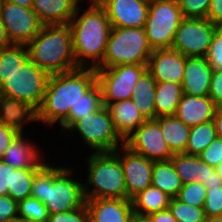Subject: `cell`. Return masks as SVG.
<instances>
[{"label": "cell", "instance_id": "25", "mask_svg": "<svg viewBox=\"0 0 222 222\" xmlns=\"http://www.w3.org/2000/svg\"><path fill=\"white\" fill-rule=\"evenodd\" d=\"M154 120L160 125L163 138L172 153H184L188 143L190 127L175 116L156 117Z\"/></svg>", "mask_w": 222, "mask_h": 222}, {"label": "cell", "instance_id": "16", "mask_svg": "<svg viewBox=\"0 0 222 222\" xmlns=\"http://www.w3.org/2000/svg\"><path fill=\"white\" fill-rule=\"evenodd\" d=\"M186 56L173 49L153 50L147 70L156 82L173 81L182 84Z\"/></svg>", "mask_w": 222, "mask_h": 222}, {"label": "cell", "instance_id": "10", "mask_svg": "<svg viewBox=\"0 0 222 222\" xmlns=\"http://www.w3.org/2000/svg\"><path fill=\"white\" fill-rule=\"evenodd\" d=\"M147 70V65L124 64L111 68H95L104 106L131 99L135 83Z\"/></svg>", "mask_w": 222, "mask_h": 222}, {"label": "cell", "instance_id": "40", "mask_svg": "<svg viewBox=\"0 0 222 222\" xmlns=\"http://www.w3.org/2000/svg\"><path fill=\"white\" fill-rule=\"evenodd\" d=\"M48 222H89V212L85 204L72 211L49 214Z\"/></svg>", "mask_w": 222, "mask_h": 222}, {"label": "cell", "instance_id": "1", "mask_svg": "<svg viewBox=\"0 0 222 222\" xmlns=\"http://www.w3.org/2000/svg\"><path fill=\"white\" fill-rule=\"evenodd\" d=\"M97 82L95 68L79 67L70 72L50 75L43 102L30 123L37 121L46 126H61L69 116L72 106Z\"/></svg>", "mask_w": 222, "mask_h": 222}, {"label": "cell", "instance_id": "28", "mask_svg": "<svg viewBox=\"0 0 222 222\" xmlns=\"http://www.w3.org/2000/svg\"><path fill=\"white\" fill-rule=\"evenodd\" d=\"M151 185L159 188L169 197L176 198L183 183L169 160L154 162Z\"/></svg>", "mask_w": 222, "mask_h": 222}, {"label": "cell", "instance_id": "54", "mask_svg": "<svg viewBox=\"0 0 222 222\" xmlns=\"http://www.w3.org/2000/svg\"><path fill=\"white\" fill-rule=\"evenodd\" d=\"M218 175L220 176V178L222 179V160L220 161V163L215 167Z\"/></svg>", "mask_w": 222, "mask_h": 222}, {"label": "cell", "instance_id": "39", "mask_svg": "<svg viewBox=\"0 0 222 222\" xmlns=\"http://www.w3.org/2000/svg\"><path fill=\"white\" fill-rule=\"evenodd\" d=\"M203 209L206 217L222 216V187L206 190V201Z\"/></svg>", "mask_w": 222, "mask_h": 222}, {"label": "cell", "instance_id": "47", "mask_svg": "<svg viewBox=\"0 0 222 222\" xmlns=\"http://www.w3.org/2000/svg\"><path fill=\"white\" fill-rule=\"evenodd\" d=\"M203 185L206 188V190L211 189V188H215V187H222V179L218 175L216 169H214L210 173V178L208 179V181H205L203 183Z\"/></svg>", "mask_w": 222, "mask_h": 222}, {"label": "cell", "instance_id": "45", "mask_svg": "<svg viewBox=\"0 0 222 222\" xmlns=\"http://www.w3.org/2000/svg\"><path fill=\"white\" fill-rule=\"evenodd\" d=\"M207 19L218 27H222V0H211Z\"/></svg>", "mask_w": 222, "mask_h": 222}, {"label": "cell", "instance_id": "12", "mask_svg": "<svg viewBox=\"0 0 222 222\" xmlns=\"http://www.w3.org/2000/svg\"><path fill=\"white\" fill-rule=\"evenodd\" d=\"M0 20L11 44L27 45L44 26L32 8L5 1L0 11Z\"/></svg>", "mask_w": 222, "mask_h": 222}, {"label": "cell", "instance_id": "21", "mask_svg": "<svg viewBox=\"0 0 222 222\" xmlns=\"http://www.w3.org/2000/svg\"><path fill=\"white\" fill-rule=\"evenodd\" d=\"M106 108L116 132L123 140L146 121L139 113L132 98L113 102L108 104Z\"/></svg>", "mask_w": 222, "mask_h": 222}, {"label": "cell", "instance_id": "24", "mask_svg": "<svg viewBox=\"0 0 222 222\" xmlns=\"http://www.w3.org/2000/svg\"><path fill=\"white\" fill-rule=\"evenodd\" d=\"M156 83L151 73L146 70L134 86L132 99L145 120L155 119Z\"/></svg>", "mask_w": 222, "mask_h": 222}, {"label": "cell", "instance_id": "4", "mask_svg": "<svg viewBox=\"0 0 222 222\" xmlns=\"http://www.w3.org/2000/svg\"><path fill=\"white\" fill-rule=\"evenodd\" d=\"M49 77L28 59L0 85V111L31 118L43 102Z\"/></svg>", "mask_w": 222, "mask_h": 222}, {"label": "cell", "instance_id": "51", "mask_svg": "<svg viewBox=\"0 0 222 222\" xmlns=\"http://www.w3.org/2000/svg\"><path fill=\"white\" fill-rule=\"evenodd\" d=\"M129 222H151L148 216L133 213Z\"/></svg>", "mask_w": 222, "mask_h": 222}, {"label": "cell", "instance_id": "55", "mask_svg": "<svg viewBox=\"0 0 222 222\" xmlns=\"http://www.w3.org/2000/svg\"><path fill=\"white\" fill-rule=\"evenodd\" d=\"M3 3H4V0H0V11H1V8L3 6Z\"/></svg>", "mask_w": 222, "mask_h": 222}, {"label": "cell", "instance_id": "11", "mask_svg": "<svg viewBox=\"0 0 222 222\" xmlns=\"http://www.w3.org/2000/svg\"><path fill=\"white\" fill-rule=\"evenodd\" d=\"M217 28L207 18H183L171 49L186 57H205Z\"/></svg>", "mask_w": 222, "mask_h": 222}, {"label": "cell", "instance_id": "44", "mask_svg": "<svg viewBox=\"0 0 222 222\" xmlns=\"http://www.w3.org/2000/svg\"><path fill=\"white\" fill-rule=\"evenodd\" d=\"M14 170L15 168L0 160V196L8 195Z\"/></svg>", "mask_w": 222, "mask_h": 222}, {"label": "cell", "instance_id": "7", "mask_svg": "<svg viewBox=\"0 0 222 222\" xmlns=\"http://www.w3.org/2000/svg\"><path fill=\"white\" fill-rule=\"evenodd\" d=\"M153 50L143 28L112 27L102 62L96 68L147 65Z\"/></svg>", "mask_w": 222, "mask_h": 222}, {"label": "cell", "instance_id": "5", "mask_svg": "<svg viewBox=\"0 0 222 222\" xmlns=\"http://www.w3.org/2000/svg\"><path fill=\"white\" fill-rule=\"evenodd\" d=\"M29 60L49 75L78 69L70 24H47L26 45Z\"/></svg>", "mask_w": 222, "mask_h": 222}, {"label": "cell", "instance_id": "22", "mask_svg": "<svg viewBox=\"0 0 222 222\" xmlns=\"http://www.w3.org/2000/svg\"><path fill=\"white\" fill-rule=\"evenodd\" d=\"M80 0H33L32 10L44 24H67Z\"/></svg>", "mask_w": 222, "mask_h": 222}, {"label": "cell", "instance_id": "38", "mask_svg": "<svg viewBox=\"0 0 222 222\" xmlns=\"http://www.w3.org/2000/svg\"><path fill=\"white\" fill-rule=\"evenodd\" d=\"M205 58L213 69H222V27L214 32Z\"/></svg>", "mask_w": 222, "mask_h": 222}, {"label": "cell", "instance_id": "18", "mask_svg": "<svg viewBox=\"0 0 222 222\" xmlns=\"http://www.w3.org/2000/svg\"><path fill=\"white\" fill-rule=\"evenodd\" d=\"M213 68L205 57H187L182 82L183 94L209 96Z\"/></svg>", "mask_w": 222, "mask_h": 222}, {"label": "cell", "instance_id": "26", "mask_svg": "<svg viewBox=\"0 0 222 222\" xmlns=\"http://www.w3.org/2000/svg\"><path fill=\"white\" fill-rule=\"evenodd\" d=\"M182 96L183 89L180 83L173 81L157 82L155 93V118L174 116Z\"/></svg>", "mask_w": 222, "mask_h": 222}, {"label": "cell", "instance_id": "49", "mask_svg": "<svg viewBox=\"0 0 222 222\" xmlns=\"http://www.w3.org/2000/svg\"><path fill=\"white\" fill-rule=\"evenodd\" d=\"M9 45H11V43L7 37L6 29L2 21L0 20V49Z\"/></svg>", "mask_w": 222, "mask_h": 222}, {"label": "cell", "instance_id": "23", "mask_svg": "<svg viewBox=\"0 0 222 222\" xmlns=\"http://www.w3.org/2000/svg\"><path fill=\"white\" fill-rule=\"evenodd\" d=\"M170 161L184 184L204 183L210 178V173L215 169L204 163L199 156L184 153L174 154Z\"/></svg>", "mask_w": 222, "mask_h": 222}, {"label": "cell", "instance_id": "27", "mask_svg": "<svg viewBox=\"0 0 222 222\" xmlns=\"http://www.w3.org/2000/svg\"><path fill=\"white\" fill-rule=\"evenodd\" d=\"M171 197L159 188L149 186L131 198L134 213L148 216L157 211L168 209Z\"/></svg>", "mask_w": 222, "mask_h": 222}, {"label": "cell", "instance_id": "19", "mask_svg": "<svg viewBox=\"0 0 222 222\" xmlns=\"http://www.w3.org/2000/svg\"><path fill=\"white\" fill-rule=\"evenodd\" d=\"M216 107L209 96L183 94L174 116L191 128L212 121Z\"/></svg>", "mask_w": 222, "mask_h": 222}, {"label": "cell", "instance_id": "17", "mask_svg": "<svg viewBox=\"0 0 222 222\" xmlns=\"http://www.w3.org/2000/svg\"><path fill=\"white\" fill-rule=\"evenodd\" d=\"M24 132L23 130L10 143L1 160L15 169H41L47 163L46 156L38 148L37 143L24 137Z\"/></svg>", "mask_w": 222, "mask_h": 222}, {"label": "cell", "instance_id": "2", "mask_svg": "<svg viewBox=\"0 0 222 222\" xmlns=\"http://www.w3.org/2000/svg\"><path fill=\"white\" fill-rule=\"evenodd\" d=\"M88 5L87 8L78 5L69 22L72 48L78 67L96 68L103 60L112 26L97 0Z\"/></svg>", "mask_w": 222, "mask_h": 222}, {"label": "cell", "instance_id": "14", "mask_svg": "<svg viewBox=\"0 0 222 222\" xmlns=\"http://www.w3.org/2000/svg\"><path fill=\"white\" fill-rule=\"evenodd\" d=\"M114 153L119 157L126 185V199H131L140 191L151 186L154 162L131 151L125 145Z\"/></svg>", "mask_w": 222, "mask_h": 222}, {"label": "cell", "instance_id": "36", "mask_svg": "<svg viewBox=\"0 0 222 222\" xmlns=\"http://www.w3.org/2000/svg\"><path fill=\"white\" fill-rule=\"evenodd\" d=\"M176 198L193 207H203L206 201V188L202 183H187L182 186Z\"/></svg>", "mask_w": 222, "mask_h": 222}, {"label": "cell", "instance_id": "41", "mask_svg": "<svg viewBox=\"0 0 222 222\" xmlns=\"http://www.w3.org/2000/svg\"><path fill=\"white\" fill-rule=\"evenodd\" d=\"M198 156L204 163L215 168L222 160V139L216 137Z\"/></svg>", "mask_w": 222, "mask_h": 222}, {"label": "cell", "instance_id": "20", "mask_svg": "<svg viewBox=\"0 0 222 222\" xmlns=\"http://www.w3.org/2000/svg\"><path fill=\"white\" fill-rule=\"evenodd\" d=\"M89 222H129L134 211L131 199L86 200Z\"/></svg>", "mask_w": 222, "mask_h": 222}, {"label": "cell", "instance_id": "29", "mask_svg": "<svg viewBox=\"0 0 222 222\" xmlns=\"http://www.w3.org/2000/svg\"><path fill=\"white\" fill-rule=\"evenodd\" d=\"M102 106L101 89L99 83L96 82L87 92H85L83 99H81L76 106L74 105L70 108L68 119L61 125L63 128L60 130L59 135L64 134L75 121L97 111Z\"/></svg>", "mask_w": 222, "mask_h": 222}, {"label": "cell", "instance_id": "15", "mask_svg": "<svg viewBox=\"0 0 222 222\" xmlns=\"http://www.w3.org/2000/svg\"><path fill=\"white\" fill-rule=\"evenodd\" d=\"M105 9L112 27L143 28L150 0H97Z\"/></svg>", "mask_w": 222, "mask_h": 222}, {"label": "cell", "instance_id": "13", "mask_svg": "<svg viewBox=\"0 0 222 222\" xmlns=\"http://www.w3.org/2000/svg\"><path fill=\"white\" fill-rule=\"evenodd\" d=\"M131 151L153 162L169 161L174 155L165 142L160 125L155 120H146L125 140Z\"/></svg>", "mask_w": 222, "mask_h": 222}, {"label": "cell", "instance_id": "6", "mask_svg": "<svg viewBox=\"0 0 222 222\" xmlns=\"http://www.w3.org/2000/svg\"><path fill=\"white\" fill-rule=\"evenodd\" d=\"M86 163L87 179L83 183L86 200L126 199L123 168L114 152H91Z\"/></svg>", "mask_w": 222, "mask_h": 222}, {"label": "cell", "instance_id": "50", "mask_svg": "<svg viewBox=\"0 0 222 222\" xmlns=\"http://www.w3.org/2000/svg\"><path fill=\"white\" fill-rule=\"evenodd\" d=\"M5 2L15 3L24 8H32L33 0H4Z\"/></svg>", "mask_w": 222, "mask_h": 222}, {"label": "cell", "instance_id": "33", "mask_svg": "<svg viewBox=\"0 0 222 222\" xmlns=\"http://www.w3.org/2000/svg\"><path fill=\"white\" fill-rule=\"evenodd\" d=\"M40 169H15L12 173L11 187L8 195L19 202L31 197V188L34 175Z\"/></svg>", "mask_w": 222, "mask_h": 222}, {"label": "cell", "instance_id": "30", "mask_svg": "<svg viewBox=\"0 0 222 222\" xmlns=\"http://www.w3.org/2000/svg\"><path fill=\"white\" fill-rule=\"evenodd\" d=\"M26 124H31L30 118L18 113L0 111V160L10 143L25 130Z\"/></svg>", "mask_w": 222, "mask_h": 222}, {"label": "cell", "instance_id": "34", "mask_svg": "<svg viewBox=\"0 0 222 222\" xmlns=\"http://www.w3.org/2000/svg\"><path fill=\"white\" fill-rule=\"evenodd\" d=\"M168 209L177 222H205L206 215L203 207H193L171 198Z\"/></svg>", "mask_w": 222, "mask_h": 222}, {"label": "cell", "instance_id": "35", "mask_svg": "<svg viewBox=\"0 0 222 222\" xmlns=\"http://www.w3.org/2000/svg\"><path fill=\"white\" fill-rule=\"evenodd\" d=\"M18 216L36 222H48L49 212L44 203L29 197L18 202Z\"/></svg>", "mask_w": 222, "mask_h": 222}, {"label": "cell", "instance_id": "9", "mask_svg": "<svg viewBox=\"0 0 222 222\" xmlns=\"http://www.w3.org/2000/svg\"><path fill=\"white\" fill-rule=\"evenodd\" d=\"M183 18L177 0H150L144 29L152 50L172 47Z\"/></svg>", "mask_w": 222, "mask_h": 222}, {"label": "cell", "instance_id": "42", "mask_svg": "<svg viewBox=\"0 0 222 222\" xmlns=\"http://www.w3.org/2000/svg\"><path fill=\"white\" fill-rule=\"evenodd\" d=\"M18 217V202L9 195L0 196V222H10Z\"/></svg>", "mask_w": 222, "mask_h": 222}, {"label": "cell", "instance_id": "46", "mask_svg": "<svg viewBox=\"0 0 222 222\" xmlns=\"http://www.w3.org/2000/svg\"><path fill=\"white\" fill-rule=\"evenodd\" d=\"M151 222H177L169 209L157 211L148 215Z\"/></svg>", "mask_w": 222, "mask_h": 222}, {"label": "cell", "instance_id": "31", "mask_svg": "<svg viewBox=\"0 0 222 222\" xmlns=\"http://www.w3.org/2000/svg\"><path fill=\"white\" fill-rule=\"evenodd\" d=\"M29 54L27 46L11 44L0 49V85L16 72L27 60Z\"/></svg>", "mask_w": 222, "mask_h": 222}, {"label": "cell", "instance_id": "48", "mask_svg": "<svg viewBox=\"0 0 222 222\" xmlns=\"http://www.w3.org/2000/svg\"><path fill=\"white\" fill-rule=\"evenodd\" d=\"M212 121L216 129L217 137L222 139V107H216Z\"/></svg>", "mask_w": 222, "mask_h": 222}, {"label": "cell", "instance_id": "52", "mask_svg": "<svg viewBox=\"0 0 222 222\" xmlns=\"http://www.w3.org/2000/svg\"><path fill=\"white\" fill-rule=\"evenodd\" d=\"M205 222H222V216L206 217Z\"/></svg>", "mask_w": 222, "mask_h": 222}, {"label": "cell", "instance_id": "53", "mask_svg": "<svg viewBox=\"0 0 222 222\" xmlns=\"http://www.w3.org/2000/svg\"><path fill=\"white\" fill-rule=\"evenodd\" d=\"M10 222H36L34 220H30V219H25V218H21V217H16L14 219H12Z\"/></svg>", "mask_w": 222, "mask_h": 222}, {"label": "cell", "instance_id": "8", "mask_svg": "<svg viewBox=\"0 0 222 222\" xmlns=\"http://www.w3.org/2000/svg\"><path fill=\"white\" fill-rule=\"evenodd\" d=\"M66 131L62 136L77 132L82 139L80 141L85 142L84 145L86 144L92 153L114 152L124 145V140L116 132L109 111L104 105L75 121Z\"/></svg>", "mask_w": 222, "mask_h": 222}, {"label": "cell", "instance_id": "32", "mask_svg": "<svg viewBox=\"0 0 222 222\" xmlns=\"http://www.w3.org/2000/svg\"><path fill=\"white\" fill-rule=\"evenodd\" d=\"M216 137L213 121L191 127L184 154L198 156Z\"/></svg>", "mask_w": 222, "mask_h": 222}, {"label": "cell", "instance_id": "43", "mask_svg": "<svg viewBox=\"0 0 222 222\" xmlns=\"http://www.w3.org/2000/svg\"><path fill=\"white\" fill-rule=\"evenodd\" d=\"M209 97L217 107H222V69H213Z\"/></svg>", "mask_w": 222, "mask_h": 222}, {"label": "cell", "instance_id": "3", "mask_svg": "<svg viewBox=\"0 0 222 222\" xmlns=\"http://www.w3.org/2000/svg\"><path fill=\"white\" fill-rule=\"evenodd\" d=\"M73 171L74 168L69 165L46 163L33 177L31 197L44 203L49 214L83 207L86 204L83 187L85 181L75 179Z\"/></svg>", "mask_w": 222, "mask_h": 222}, {"label": "cell", "instance_id": "37", "mask_svg": "<svg viewBox=\"0 0 222 222\" xmlns=\"http://www.w3.org/2000/svg\"><path fill=\"white\" fill-rule=\"evenodd\" d=\"M184 18H207L211 0H177Z\"/></svg>", "mask_w": 222, "mask_h": 222}]
</instances>
